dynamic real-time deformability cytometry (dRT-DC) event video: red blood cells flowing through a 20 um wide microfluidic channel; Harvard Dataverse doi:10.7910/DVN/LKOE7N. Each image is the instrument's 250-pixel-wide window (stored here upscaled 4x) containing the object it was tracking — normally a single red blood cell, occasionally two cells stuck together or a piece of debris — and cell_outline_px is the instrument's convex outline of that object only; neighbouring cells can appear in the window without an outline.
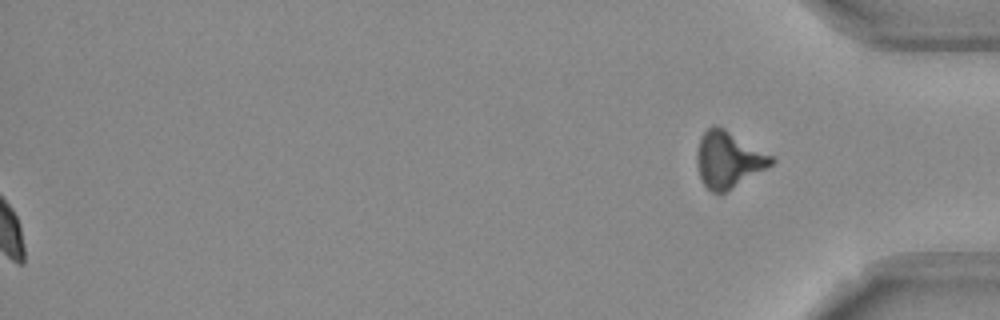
{"species": "Egyptian fruit bat (a non-hibernating species)", "species_latin": "Rousettus aegyptiacus", "temperature_condition": "room temperature", "stored_images_in_passage": 55, "segment_of_instrument_passage": [2, 2], "camera_frame_rate_fps": 3000, "um_per_image_px": 0.085, "frame": {"image": 1, "passage_image": 55, "time_ms": 18.0, "image_size_px": [1000, 320], "cell_outline_px": [[776, 160], [772, 164], [724, 192], [712, 192], [704, 184], [700, 176], [696, 164], [696, 152], [700, 136], [712, 124], [724, 128], [776, 156]], "centroid_in_image_um": [61.91, 13.51], "position_along_channel_um": 373.3, "area_um2": 24.33}}